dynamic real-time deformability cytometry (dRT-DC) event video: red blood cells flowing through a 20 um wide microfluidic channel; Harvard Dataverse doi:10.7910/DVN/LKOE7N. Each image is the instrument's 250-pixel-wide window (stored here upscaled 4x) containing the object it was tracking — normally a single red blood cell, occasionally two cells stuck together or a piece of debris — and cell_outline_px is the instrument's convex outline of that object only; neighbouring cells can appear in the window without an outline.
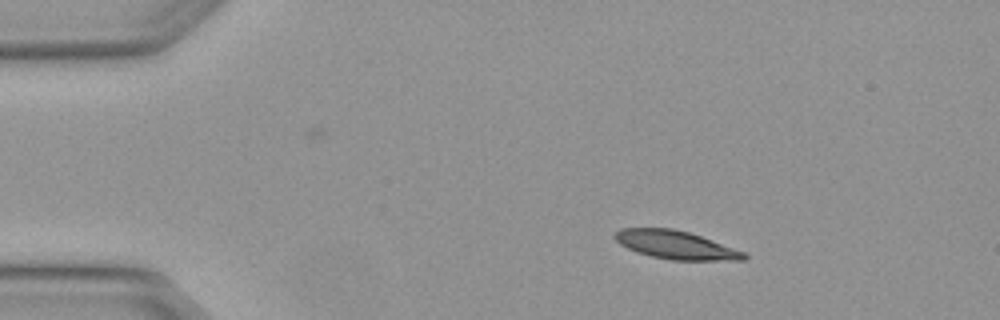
{"species": "Egyptian fruit bat (a non-hibernating species)", "species_latin": "Rousettus aegyptiacus", "temperature_condition": "warm", "stored_images_in_passage": 5, "camera_frame_rate_fps": 3000, "um_per_image_px": 0.085, "animal": {"sex": "female"}, "frame": {"image": 1, "passage_image": 1, "time_ms": 0.0, "image_size_px": [1000, 320], "cell_outline_px": [[748, 256], [744, 260], [672, 260], [652, 256], [636, 252], [620, 244], [612, 236], [620, 228], [672, 228], [688, 232], [712, 240], [744, 252]], "centroid_in_image_um": [57.41, 20.81], "position_along_channel_um": 27.6, "area_um2": 21.1}}
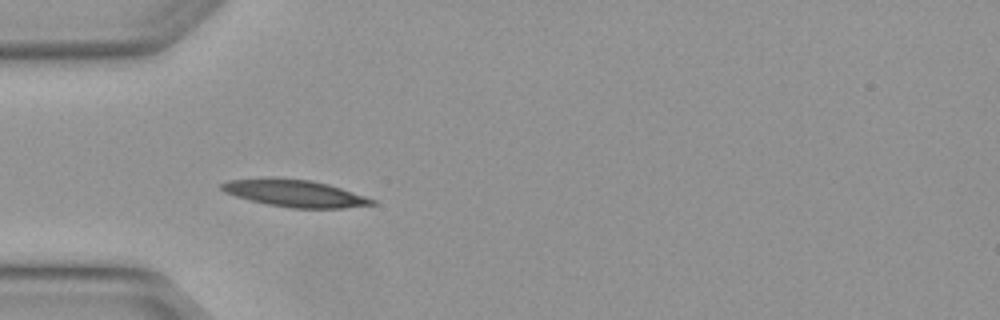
{"frame": {"image": 2, "passage_image": 3, "time_ms": 0.667, "image_size_px": [1000, 320], "cell_outline_px": [[376, 204], [344, 208], [292, 208], [268, 204], [236, 196], [224, 192], [220, 188], [220, 184], [228, 180], [312, 180], [328, 184], [376, 200]], "centroid_in_image_um": [25.12, 16.47], "position_along_channel_um": 59.9, "area_um2": 22.66}}
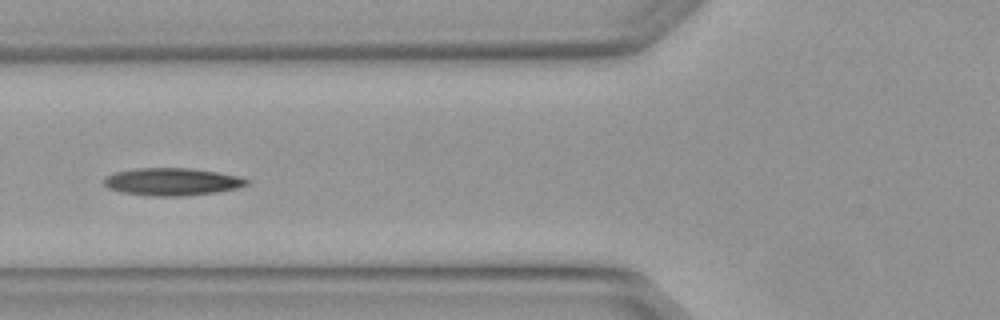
{"frame": {"image": 3, "passage_image": 4, "time_ms": 1.0, "image_size_px": [1000, 320], "cell_outline_px": [[252, 184], [236, 188], [216, 192], [184, 196], [152, 196], [120, 192], [108, 188], [104, 184], [104, 180], [108, 176], [116, 172], [136, 168], [192, 168], [240, 176], [252, 180]], "centroid_in_image_um": [14.69, 15.45], "position_along_channel_um": 111.1, "area_um2": 23.0}}